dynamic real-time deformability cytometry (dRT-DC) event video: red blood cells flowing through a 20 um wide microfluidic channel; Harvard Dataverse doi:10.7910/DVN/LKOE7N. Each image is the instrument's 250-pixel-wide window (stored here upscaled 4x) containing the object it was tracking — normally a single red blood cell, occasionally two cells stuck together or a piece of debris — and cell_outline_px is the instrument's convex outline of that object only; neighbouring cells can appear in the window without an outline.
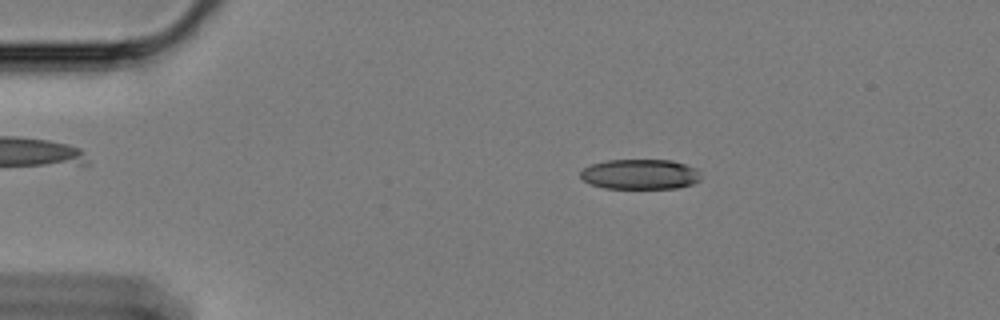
{"species": "Egyptian fruit bat (a non-hibernating species)", "species_latin": "Rousettus aegyptiacus", "temperature_condition": "cold", "stored_images_in_passage": 52, "camera_frame_rate_fps": 3000, "um_per_image_px": 0.085, "animal": {"sex": "female"}, "frame": {"image": 1, "passage_image": 11, "time_ms": 3.333, "image_size_px": [1000, 320], "cell_outline_px": [[700, 180], [692, 184], [676, 188], [604, 188], [592, 184], [584, 180], [580, 176], [580, 172], [584, 168], [592, 164], [604, 160], [672, 160], [696, 168], [700, 176]], "centroid_in_image_um": [54.41, 14.81], "position_along_channel_um": 30.6, "area_um2": 21.04}}
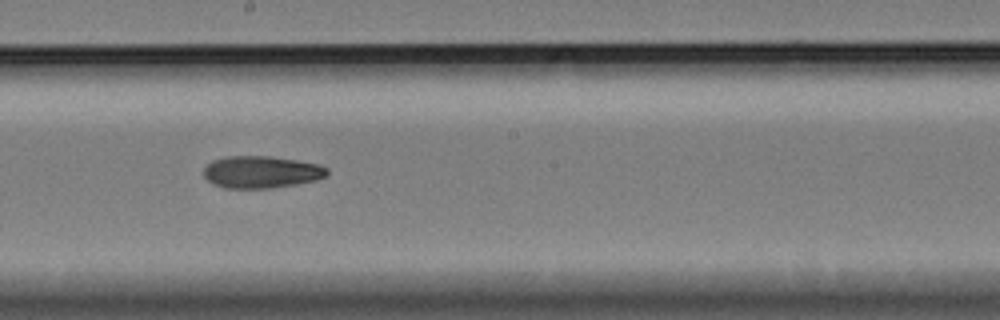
{"frame": {"image": 2, "passage_image": 33, "time_ms": 10.667, "image_size_px": [1000, 320], "cell_outline_px": [[328, 172], [324, 176], [316, 180], [296, 184], [272, 188], [224, 188], [212, 184], [204, 176], [204, 168], [212, 160], [228, 156], [268, 156], [320, 164], [328, 168]], "centroid_in_image_um": [22.19, 14.62], "position_along_channel_um": 226.0, "area_um2": 23.06}}
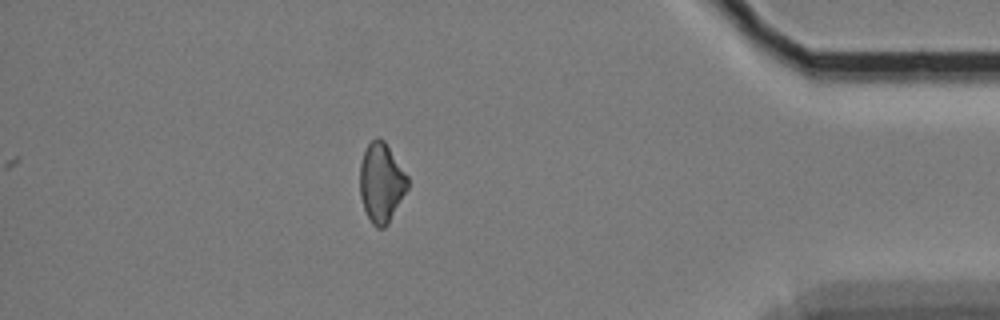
{"frame": {"image": 3, "passage_image": 52, "time_ms": 17.0, "image_size_px": [1000, 320], "cell_outline_px": [[408, 188], [388, 224], [384, 228], [376, 228], [372, 224], [364, 208], [360, 196], [360, 164], [364, 152], [368, 144], [376, 136], [380, 136], [384, 140], [408, 176]], "centroid_in_image_um": [32.41, 15.52], "position_along_channel_um": 402.8, "area_um2": 22.08}}